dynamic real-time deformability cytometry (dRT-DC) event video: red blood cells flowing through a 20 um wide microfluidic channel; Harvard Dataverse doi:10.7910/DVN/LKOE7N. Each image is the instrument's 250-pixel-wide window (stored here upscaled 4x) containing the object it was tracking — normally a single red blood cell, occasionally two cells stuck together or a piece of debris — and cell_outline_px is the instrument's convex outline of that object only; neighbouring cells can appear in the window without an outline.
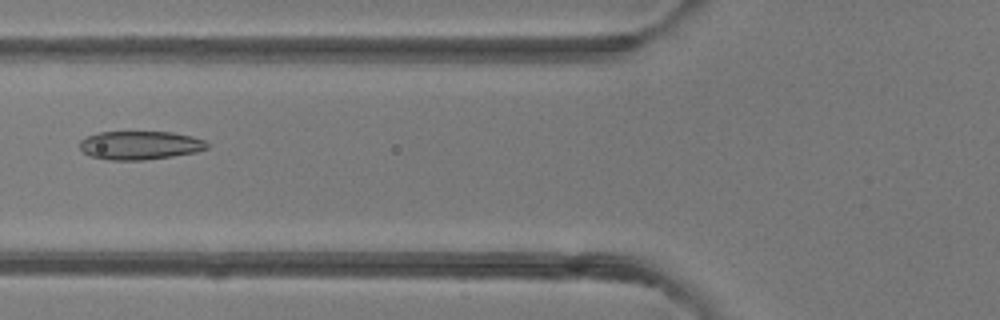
{"species": "common noctule bat (a hibernating species)", "species_latin": "Nyctalus noctula", "temperature_condition": "room temperature", "stored_images_in_passage": 49, "camera_frame_rate_fps": 3000, "um_per_image_px": 0.085, "animal": {"sex": "female"}, "frame": {"image": 1, "passage_image": 19, "time_ms": 6.0, "image_size_px": [1000, 320], "cell_outline_px": [[208, 148], [196, 152], [172, 156], [144, 160], [108, 160], [92, 156], [84, 152], [80, 148], [80, 140], [88, 136], [100, 132], [172, 132], [192, 136], [204, 140], [208, 144]], "centroid_in_image_um": [11.91, 12.35], "position_along_channel_um": 113.9, "area_um2": 21.1}}
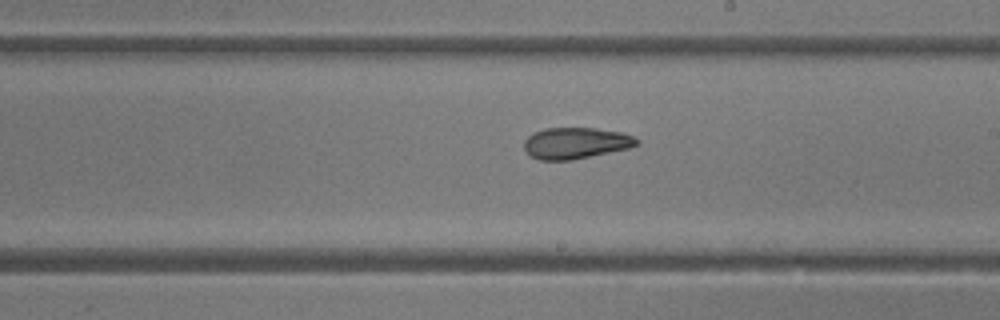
{"frame": {"image": 2, "passage_image": 28, "time_ms": 9.0, "image_size_px": [1000, 320], "cell_outline_px": [[640, 144], [628, 148], [572, 160], [540, 160], [532, 156], [524, 148], [524, 140], [532, 132], [544, 128], [596, 128], [624, 132], [640, 140]], "centroid_in_image_um": [48.95, 12.15], "position_along_channel_um": 240.1, "area_um2": 20.63}}
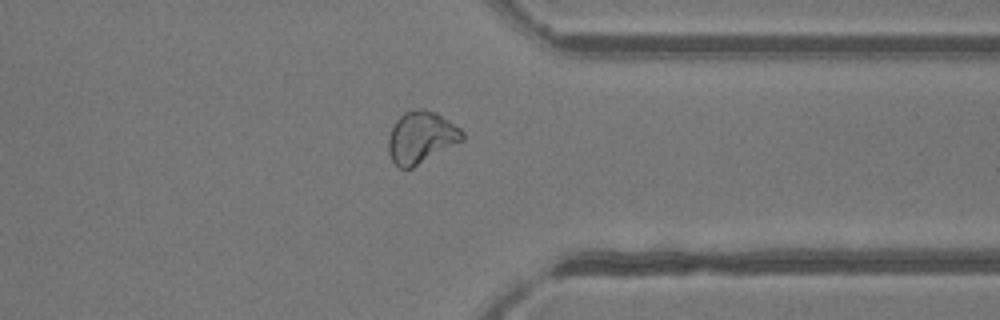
{"frame": {"image": 3, "passage_image": 38, "time_ms": 12.333, "image_size_px": [1000, 320], "cell_outline_px": [[464, 140], [412, 168], [400, 168], [392, 160], [388, 152], [388, 136], [392, 124], [404, 112], [416, 108], [424, 108], [436, 112], [460, 128], [464, 132]], "centroid_in_image_um": [35.78, 11.65], "position_along_channel_um": 375.6, "area_um2": 22.54}, "authors_computed_cell_mechanics": {"area_um2": 23.0622, "velocity_mm_per_s": 4.1947, "shape_relaxation_time_tau1_ms": 3.6815, "shape_relaxation_time_tau2_ms": 2.2194, "deformation_change_tau1": 0.1028, "deformation_change_tau2": 0.0807}}